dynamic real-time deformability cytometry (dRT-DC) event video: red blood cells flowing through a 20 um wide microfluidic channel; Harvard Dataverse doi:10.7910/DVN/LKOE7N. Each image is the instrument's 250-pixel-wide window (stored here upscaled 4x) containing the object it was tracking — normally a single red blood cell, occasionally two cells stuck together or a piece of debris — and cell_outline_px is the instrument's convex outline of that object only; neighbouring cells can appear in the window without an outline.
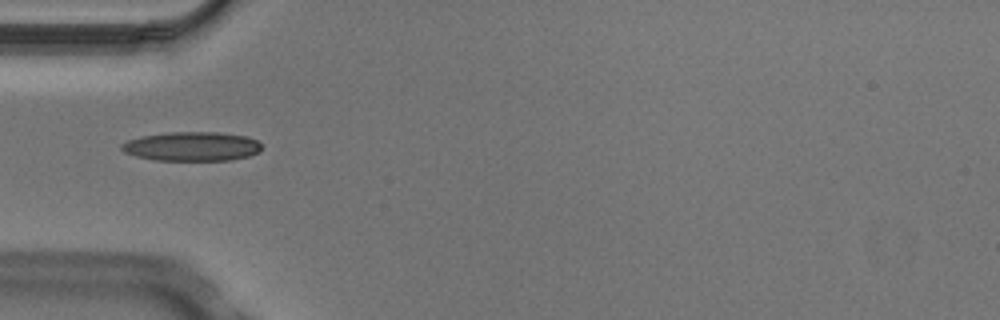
{"species": "Egyptian fruit bat (a non-hibernating species)", "species_latin": "Rousettus aegyptiacus", "temperature_condition": "cold", "stored_images_in_passage": 5, "camera_frame_rate_fps": 3000, "um_per_image_px": 0.085, "animal": {"sex": "male"}, "frame": {"image": 1, "passage_image": 2, "time_ms": 0.333, "image_size_px": [1000, 320], "cell_outline_px": [[260, 152], [248, 156], [232, 160], [156, 160], [136, 156], [124, 152], [120, 148], [120, 144], [128, 140], [140, 136], [168, 132], [220, 132], [244, 136], [256, 140], [260, 144]], "centroid_in_image_um": [16.28, 12.44], "position_along_channel_um": 68.7, "area_um2": 23.81}}
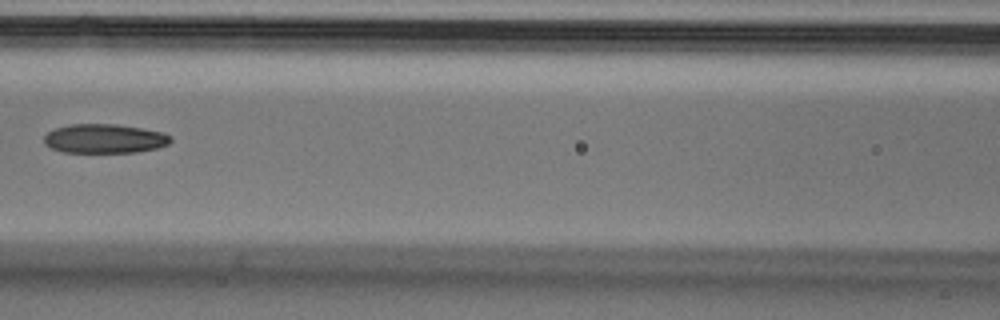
{"frame": {"image": 2, "passage_image": 4, "time_ms": 1.0, "image_size_px": [1000, 320], "cell_outline_px": [[172, 140], [168, 144], [156, 148], [136, 152], [64, 152], [52, 148], [44, 144], [44, 136], [48, 132], [56, 128], [72, 124], [116, 124], [164, 132], [172, 136]], "centroid_in_image_um": [8.9, 11.78], "position_along_channel_um": 157.7, "area_um2": 21.44}}
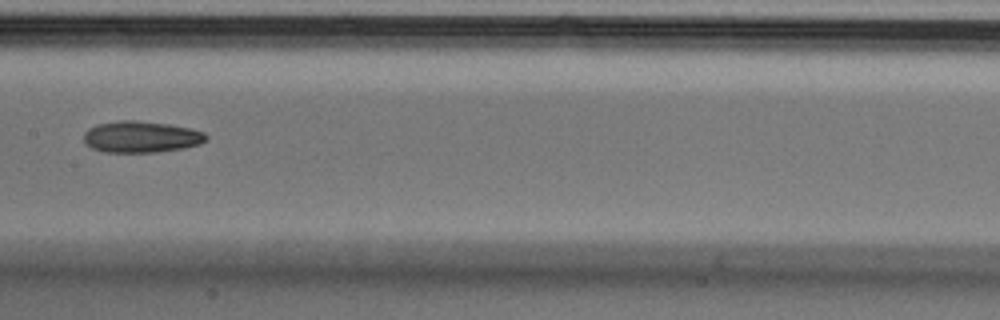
{"frame": {"image": 3, "passage_image": 5, "time_ms": 1.333, "image_size_px": [1000, 320], "cell_outline_px": [[208, 140], [200, 144], [184, 148], [156, 152], [104, 152], [92, 148], [84, 144], [84, 132], [88, 128], [96, 124], [120, 120], [136, 120], [168, 124], [192, 128], [204, 132], [208, 136]], "centroid_in_image_um": [12.0, 11.63], "position_along_channel_um": 195.4, "area_um2": 22.72}}